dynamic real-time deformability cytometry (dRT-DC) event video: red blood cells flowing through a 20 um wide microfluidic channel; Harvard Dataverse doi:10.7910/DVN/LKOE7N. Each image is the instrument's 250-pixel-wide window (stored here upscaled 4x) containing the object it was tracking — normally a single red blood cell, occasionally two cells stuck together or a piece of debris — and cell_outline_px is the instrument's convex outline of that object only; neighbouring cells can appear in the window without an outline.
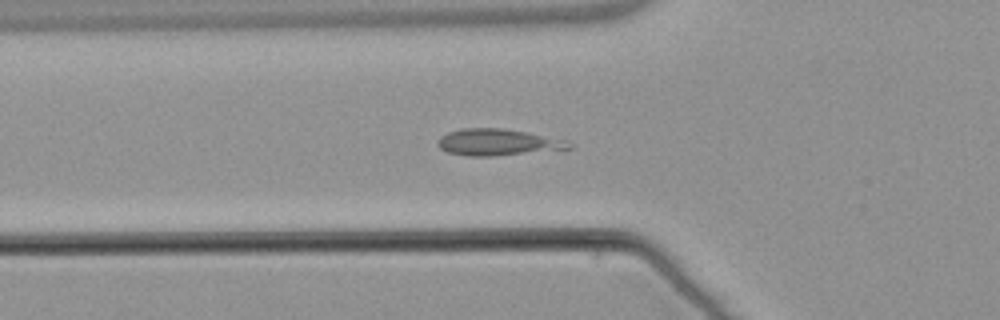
{"species": "common noctule bat (a hibernating species)", "species_latin": "Nyctalus noctula", "temperature_condition": "warm", "stored_images_in_passage": 48, "camera_frame_rate_fps": 3000, "um_per_image_px": 0.085, "animal": {"sex": "male", "body_mass_g": 21.5, "forearm_length_mm": 52.0}, "frame": {"image": 1, "passage_image": 19, "time_ms": 6.0, "image_size_px": [1000, 320], "cell_outline_px": [[572, 148], [492, 156], [472, 156], [448, 152], [440, 148], [436, 144], [440, 136], [448, 132], [460, 128], [500, 128], [528, 132], [568, 140], [572, 144]], "centroid_in_image_um": [42.3, 12.08], "position_along_channel_um": 83.5, "area_um2": 20.23}}
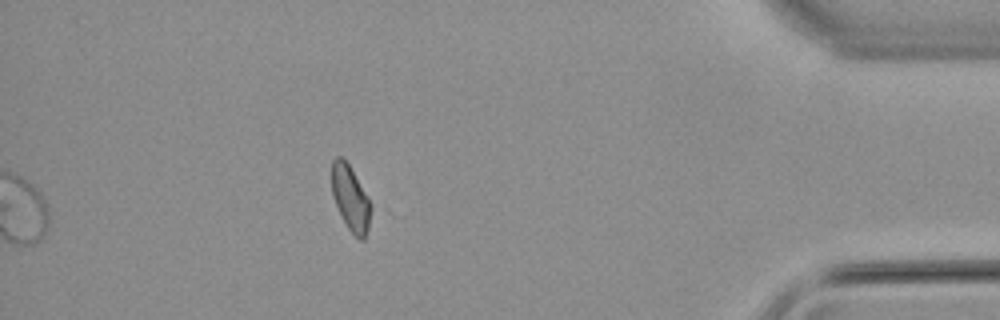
{"frame": {"image": 2, "passage_image": 48, "time_ms": 15.667, "image_size_px": [1000, 320], "cell_outline_px": [[372, 208], [368, 228], [364, 240], [360, 240], [348, 228], [336, 204], [332, 192], [332, 160], [336, 156], [340, 156], [348, 164], [368, 196], [372, 204]], "centroid_in_image_um": [29.81, 16.85], "position_along_channel_um": 405.4, "area_um2": 14.62}, "authors_computed_cell_mechanics": {"area_um2": 17.1955, "velocity_mm_per_s": 3.7438, "shape_relaxation_time_tau1_ms": 1.2557, "shape_relaxation_time_tau2_ms": null, "deformation_change_tau1": 0.2685, "deformation_change_tau2": null}}